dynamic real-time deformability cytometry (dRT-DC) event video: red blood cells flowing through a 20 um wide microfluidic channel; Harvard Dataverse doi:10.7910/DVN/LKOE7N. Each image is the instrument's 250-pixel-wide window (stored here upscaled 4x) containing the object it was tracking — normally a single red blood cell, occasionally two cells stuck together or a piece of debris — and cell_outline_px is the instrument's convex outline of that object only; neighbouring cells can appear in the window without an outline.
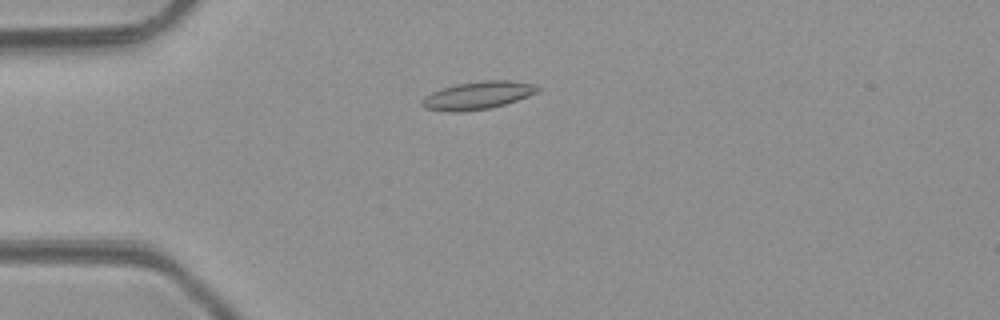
{"species": "common noctule bat (a hibernating species)", "species_latin": "Nyctalus noctula", "temperature_condition": "room temperature", "stored_images_in_passage": 5, "camera_frame_rate_fps": 3000, "um_per_image_px": 0.085, "animal": {"sex": "male", "body_mass_g": 23.1, "forearm_length_mm": 52.7}, "frame": {"image": 1, "passage_image": 4, "time_ms": 4.0, "image_size_px": [1000, 320], "cell_outline_px": [[540, 88], [536, 92], [528, 96], [504, 104], [488, 108], [464, 112], [448, 112], [424, 108], [420, 104], [420, 100], [424, 96], [440, 88], [456, 84], [484, 80], [508, 80], [532, 84]], "centroid_in_image_um": [40.52, 8.11], "position_along_channel_um": 44.5, "area_um2": 18.73}}